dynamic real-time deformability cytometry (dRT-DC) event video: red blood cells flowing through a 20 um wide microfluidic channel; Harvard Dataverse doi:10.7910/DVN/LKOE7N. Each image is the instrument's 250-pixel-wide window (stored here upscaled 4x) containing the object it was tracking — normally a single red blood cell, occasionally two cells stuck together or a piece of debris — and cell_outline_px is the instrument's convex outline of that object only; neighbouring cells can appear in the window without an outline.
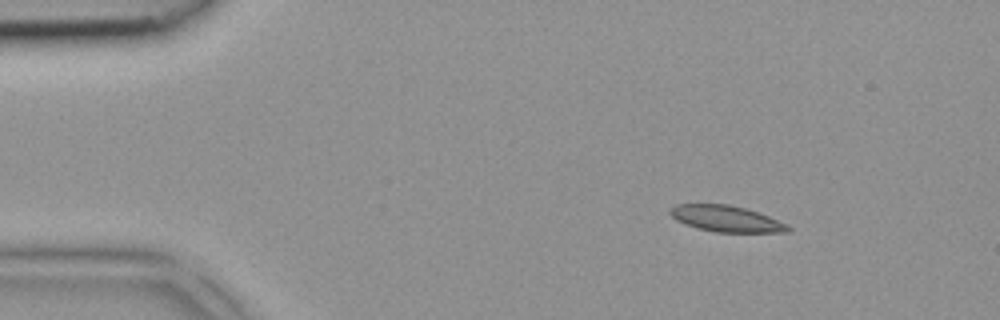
{"species": "common noctule bat (a hibernating species)", "species_latin": "Nyctalus noctula", "temperature_condition": "room temperature", "stored_images_in_passage": 2, "camera_frame_rate_fps": 3000, "um_per_image_px": 0.085, "animal": {"sex": "female", "body_mass_g": 18.4}, "frame": {"image": 1, "passage_image": 1, "time_ms": 0.0, "image_size_px": [1000, 320], "cell_outline_px": [[792, 228], [788, 232], [716, 232], [696, 228], [676, 220], [668, 212], [676, 204], [728, 204], [744, 208], [768, 216], [788, 224]], "centroid_in_image_um": [61.73, 18.59], "position_along_channel_um": 23.3, "area_um2": 17.86}}